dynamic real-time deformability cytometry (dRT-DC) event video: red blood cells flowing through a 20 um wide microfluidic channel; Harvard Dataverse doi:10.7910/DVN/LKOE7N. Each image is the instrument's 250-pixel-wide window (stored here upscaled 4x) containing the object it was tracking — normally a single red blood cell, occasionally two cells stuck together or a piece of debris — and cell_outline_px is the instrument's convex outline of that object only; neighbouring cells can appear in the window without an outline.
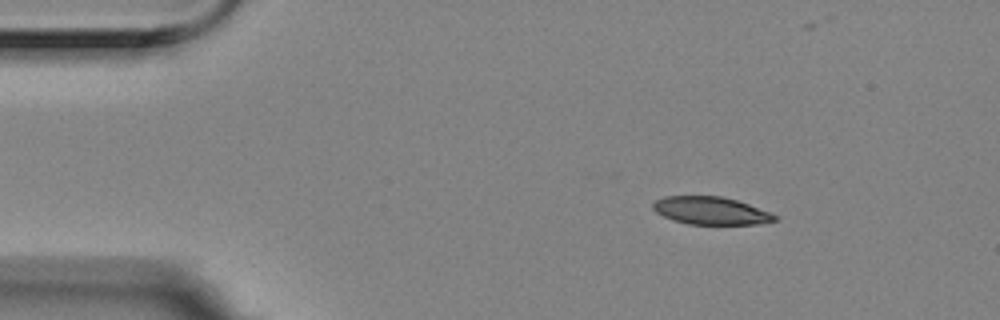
{"species": "Egyptian fruit bat (a non-hibernating species)", "species_latin": "Rousettus aegyptiacus", "temperature_condition": "room temperature", "stored_images_in_passage": 4, "camera_frame_rate_fps": 3000, "um_per_image_px": 0.085, "animal": {"sex": "female"}, "frame": {"image": 1, "passage_image": 2, "time_ms": 0.333, "image_size_px": [1000, 320], "cell_outline_px": [[780, 220], [756, 224], [688, 224], [672, 220], [656, 212], [652, 208], [652, 204], [656, 200], [664, 196], [720, 196], [736, 200], [748, 204], [780, 216]], "centroid_in_image_um": [60.43, 17.91], "position_along_channel_um": 24.6, "area_um2": 19.71}}